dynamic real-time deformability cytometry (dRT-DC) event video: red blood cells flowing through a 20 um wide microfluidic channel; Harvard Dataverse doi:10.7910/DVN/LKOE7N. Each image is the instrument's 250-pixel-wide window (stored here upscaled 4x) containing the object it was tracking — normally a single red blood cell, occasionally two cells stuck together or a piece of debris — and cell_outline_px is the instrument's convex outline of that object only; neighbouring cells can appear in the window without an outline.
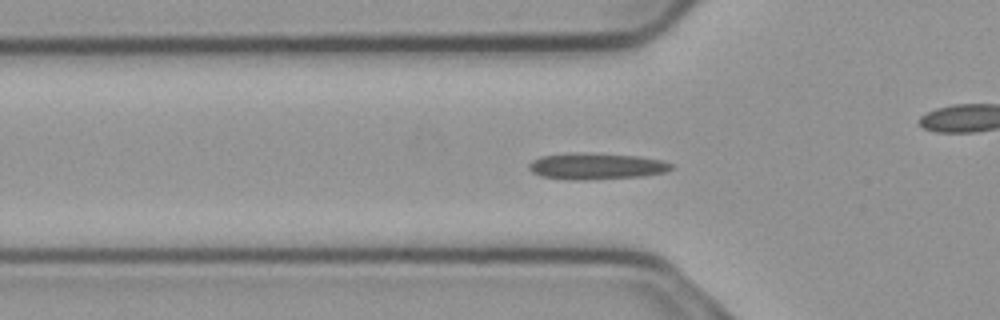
{"species": "common noctule bat (a hibernating species)", "species_latin": "Nyctalus noctula", "temperature_condition": "cold", "stored_images_in_passage": 49, "camera_frame_rate_fps": 3000, "um_per_image_px": 0.085, "animal": {"sex": "male", "body_mass_g": 23.1, "forearm_length_mm": 52.7}, "frame": {"image": 1, "passage_image": 11, "time_ms": 3.333, "image_size_px": [1000, 320], "cell_outline_px": [[672, 168], [664, 172], [644, 176], [588, 180], [568, 180], [540, 176], [532, 172], [528, 168], [528, 164], [532, 160], [540, 156], [640, 156], [664, 160], [672, 164]], "centroid_in_image_um": [50.72, 14.2], "position_along_channel_um": 75.1, "area_um2": 20.69}}
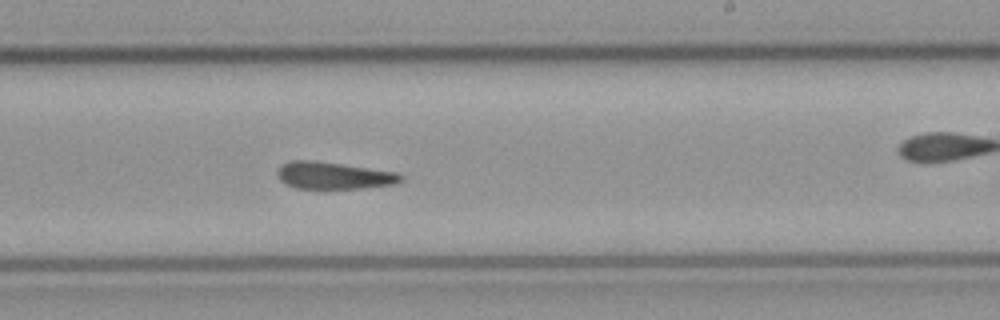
{"frame": {"image": 2, "passage_image": 26, "time_ms": 8.333, "image_size_px": [1000, 320], "cell_outline_px": [[404, 180], [396, 184], [360, 188], [296, 188], [284, 184], [280, 180], [276, 172], [284, 164], [292, 160], [308, 160], [340, 164], [396, 172], [404, 176]], "centroid_in_image_um": [28.38, 14.93], "position_along_channel_um": 260.6, "area_um2": 19.25}}
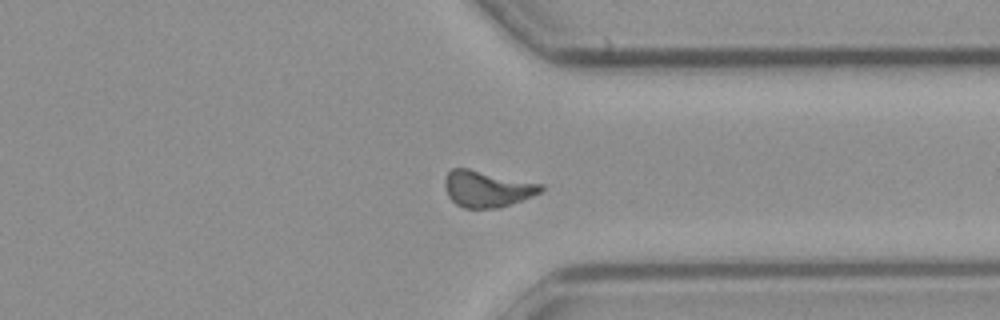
{"frame": {"image": 3, "passage_image": 35, "time_ms": 11.333, "image_size_px": [1000, 320], "cell_outline_px": [[544, 188], [540, 192], [532, 196], [500, 208], [464, 208], [456, 204], [448, 196], [444, 188], [444, 180], [448, 172], [452, 168], [468, 168], [544, 184]], "centroid_in_image_um": [41.39, 16.05], "position_along_channel_um": 370.0, "area_um2": 20.46}, "authors_computed_cell_mechanics": {"area_um2": 19.9988, "velocity_mm_per_s": 3.6896, "shape_relaxation_time_tau1_ms": null, "shape_relaxation_time_tau2_ms": 5.2765, "deformation_change_tau1": null, "deformation_change_tau2": 0.1224}}